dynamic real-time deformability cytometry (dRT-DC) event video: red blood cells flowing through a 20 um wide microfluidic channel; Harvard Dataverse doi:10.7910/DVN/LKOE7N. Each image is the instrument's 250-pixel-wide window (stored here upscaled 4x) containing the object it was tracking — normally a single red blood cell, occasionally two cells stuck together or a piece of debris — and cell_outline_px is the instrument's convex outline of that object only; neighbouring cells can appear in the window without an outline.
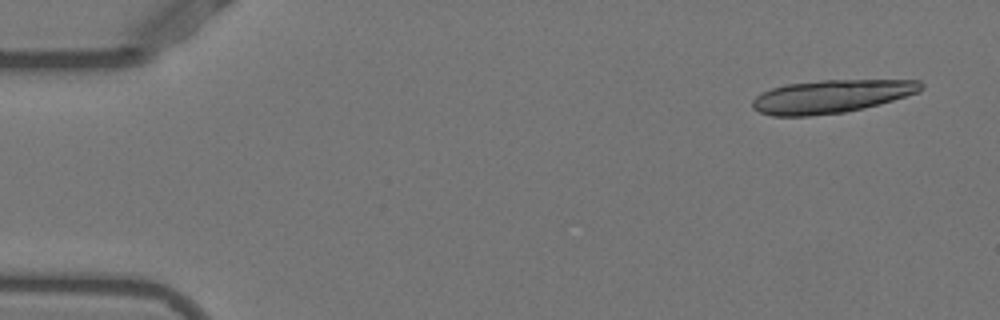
{"species": "Egyptian fruit bat (a non-hibernating species)", "species_latin": "Rousettus aegyptiacus", "temperature_condition": "warm", "stored_images_in_passage": 14, "camera_frame_rate_fps": 3000, "um_per_image_px": 0.085, "animal": {"sex": "female"}, "frame": {"image": 1, "passage_image": 1, "time_ms": 0.0, "image_size_px": [1000, 320], "cell_outline_px": [[924, 88], [920, 92], [880, 104], [864, 108], [844, 112], [808, 116], [772, 116], [760, 112], [752, 108], [752, 100], [756, 96], [772, 88], [784, 84], [820, 80], [920, 80], [924, 84]], "centroid_in_image_um": [70.68, 8.19], "position_along_channel_um": 14.3, "area_um2": 32.71}}